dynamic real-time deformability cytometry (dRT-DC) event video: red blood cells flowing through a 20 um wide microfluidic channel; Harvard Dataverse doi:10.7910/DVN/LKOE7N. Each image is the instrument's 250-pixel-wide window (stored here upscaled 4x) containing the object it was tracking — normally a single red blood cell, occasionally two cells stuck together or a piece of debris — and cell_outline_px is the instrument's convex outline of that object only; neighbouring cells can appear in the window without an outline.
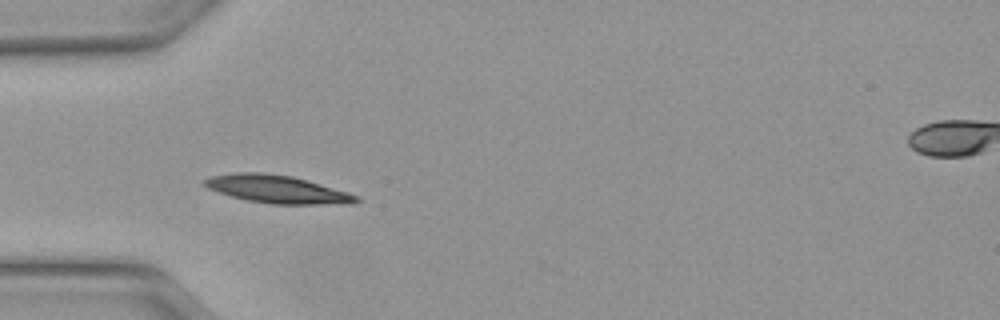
{"species": "Egyptian fruit bat (a non-hibernating species)", "species_latin": "Rousettus aegyptiacus", "temperature_condition": "warm", "stored_images_in_passage": 3, "camera_frame_rate_fps": 3000, "um_per_image_px": 0.085, "animal": {"sex": "female"}, "frame": {"image": 1, "passage_image": 1, "time_ms": 0.0, "image_size_px": [1000, 320], "cell_outline_px": [[360, 200], [352, 204], [272, 204], [248, 200], [232, 196], [208, 188], [200, 184], [204, 180], [212, 176], [232, 172], [264, 172], [292, 176], [348, 192], [356, 196]], "centroid_in_image_um": [23.54, 16.07], "position_along_channel_um": 61.5, "area_um2": 24.51}}